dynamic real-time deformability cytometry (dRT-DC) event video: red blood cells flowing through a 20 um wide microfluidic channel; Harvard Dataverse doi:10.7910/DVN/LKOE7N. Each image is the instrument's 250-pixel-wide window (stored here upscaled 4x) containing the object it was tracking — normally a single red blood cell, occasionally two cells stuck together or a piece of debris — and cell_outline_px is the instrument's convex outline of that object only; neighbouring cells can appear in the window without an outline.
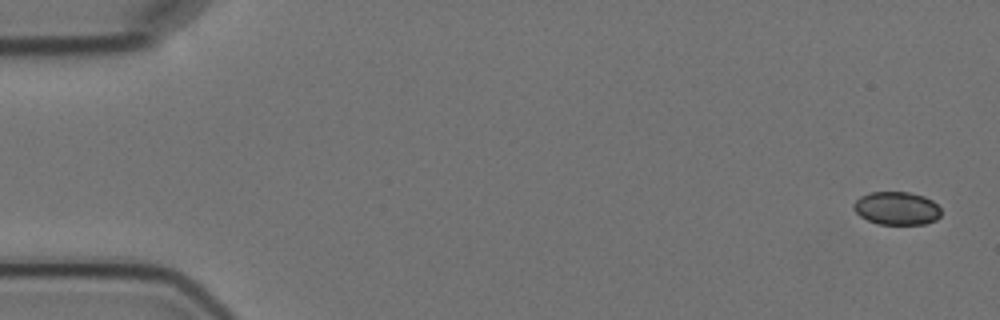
{"species": "Egyptian fruit bat (a non-hibernating species)", "species_latin": "Rousettus aegyptiacus", "temperature_condition": "cold", "stored_images_in_passage": 5, "camera_frame_rate_fps": 3000, "um_per_image_px": 0.085, "animal": {"sex": "female"}, "frame": {"image": 1, "passage_image": 1, "time_ms": 0.0, "image_size_px": [1000, 320], "cell_outline_px": [[940, 216], [936, 220], [924, 224], [880, 224], [868, 220], [860, 216], [852, 208], [852, 204], [860, 196], [868, 192], [908, 192], [924, 196], [932, 200], [940, 208]], "centroid_in_image_um": [76.2, 17.7], "position_along_channel_um": 8.8, "area_um2": 16.94}}
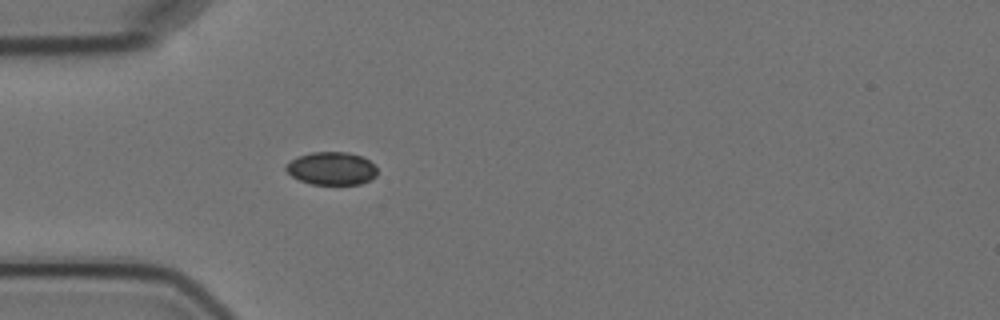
{"frame": {"image": 2, "passage_image": 5, "time_ms": 5.0, "image_size_px": [1000, 320], "cell_outline_px": [[376, 176], [360, 184], [312, 184], [300, 180], [292, 176], [284, 168], [284, 164], [300, 156], [312, 152], [348, 152], [360, 156], [368, 160], [376, 168]], "centroid_in_image_um": [28.16, 14.32], "position_along_channel_um": 56.8, "area_um2": 17.28}}